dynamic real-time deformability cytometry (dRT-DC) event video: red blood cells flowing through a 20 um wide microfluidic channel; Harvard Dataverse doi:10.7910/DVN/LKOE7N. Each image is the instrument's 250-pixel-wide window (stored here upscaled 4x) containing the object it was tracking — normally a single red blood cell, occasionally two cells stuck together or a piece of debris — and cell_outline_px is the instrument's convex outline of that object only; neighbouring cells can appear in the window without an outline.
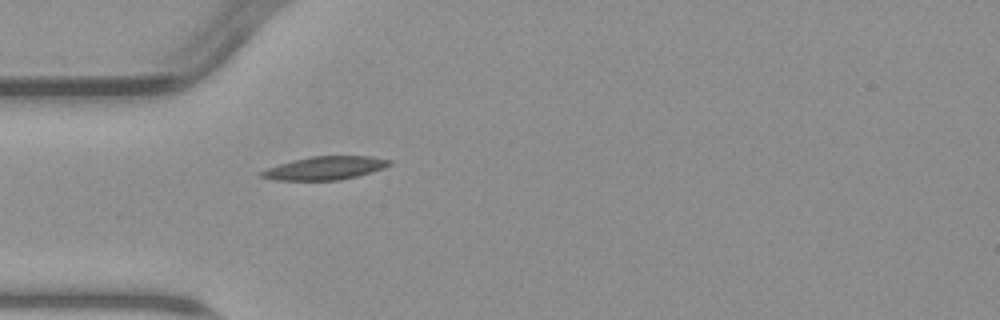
{"species": "common noctule bat (a hibernating species)", "species_latin": "Nyctalus noctula", "temperature_condition": "warm", "stored_images_in_passage": 1, "camera_frame_rate_fps": 3000, "um_per_image_px": 0.085, "animal": {"sex": "male", "body_mass_g": 23.1, "forearm_length_mm": 52.7}, "frame": {"image": 1, "passage_image": 1, "time_ms": 0.0, "image_size_px": [1000, 320], "cell_outline_px": [[392, 164], [384, 168], [372, 172], [340, 180], [276, 180], [260, 176], [260, 172], [268, 168], [292, 160], [312, 156], [372, 156], [392, 160]], "centroid_in_image_um": [27.68, 14.28], "position_along_channel_um": 57.3, "area_um2": 17.28}}